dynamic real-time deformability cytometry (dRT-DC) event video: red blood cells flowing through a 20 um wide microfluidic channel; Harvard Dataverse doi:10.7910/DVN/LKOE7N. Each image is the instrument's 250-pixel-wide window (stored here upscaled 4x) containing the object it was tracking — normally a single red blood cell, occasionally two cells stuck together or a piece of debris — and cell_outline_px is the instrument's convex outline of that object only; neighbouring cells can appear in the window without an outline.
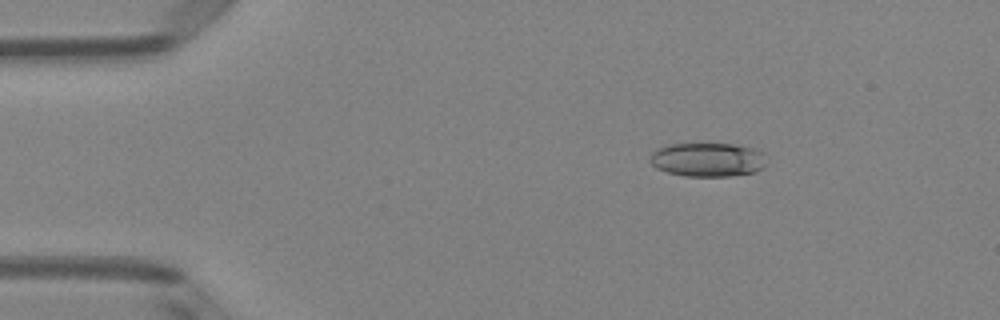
{"species": "Egyptian fruit bat (a non-hibernating species)", "species_latin": "Rousettus aegyptiacus", "temperature_condition": "room temperature", "stored_images_in_passage": 5, "camera_frame_rate_fps": 3000, "um_per_image_px": 0.085, "animal": {"sex": "female"}, "frame": {"image": 1, "passage_image": 5, "time_ms": 1.333, "image_size_px": [1000, 320], "cell_outline_px": [[764, 168], [756, 172], [728, 176], [684, 176], [668, 172], [656, 168], [648, 160], [652, 152], [656, 148], [668, 144], [736, 144], [752, 148], [764, 152]], "centroid_in_image_um": [60.13, 13.57], "position_along_channel_um": 24.9, "area_um2": 23.18}}